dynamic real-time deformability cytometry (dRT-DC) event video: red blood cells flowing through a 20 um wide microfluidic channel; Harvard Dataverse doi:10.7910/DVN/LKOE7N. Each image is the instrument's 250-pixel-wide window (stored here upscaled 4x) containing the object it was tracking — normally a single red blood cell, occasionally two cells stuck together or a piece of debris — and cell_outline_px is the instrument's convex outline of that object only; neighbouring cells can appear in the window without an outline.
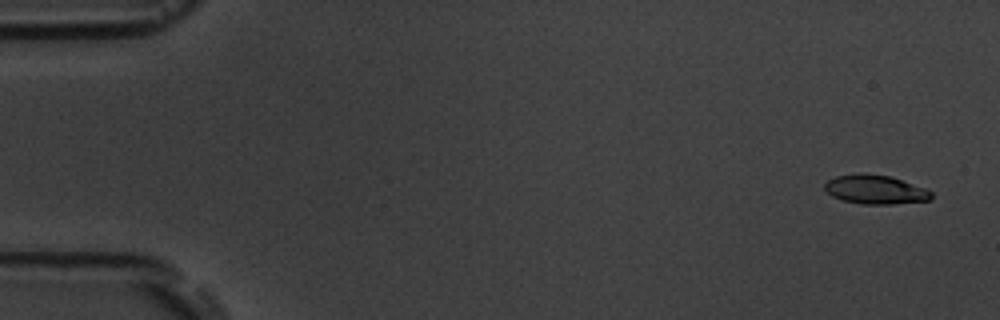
{"species": "common noctule bat (a hibernating species)", "species_latin": "Nyctalus noctula", "temperature_condition": "room temperature", "stored_images_in_passage": 4, "camera_frame_rate_fps": 3000, "um_per_image_px": 0.085, "animal": {"sex": "male", "body_mass_g": 19.5, "forearm_length_mm": 54.6}, "frame": {"image": 1, "passage_image": 1, "time_ms": 0.0, "image_size_px": [1000, 320], "cell_outline_px": [[932, 200], [892, 204], [860, 204], [840, 200], [832, 196], [824, 188], [824, 184], [828, 180], [836, 176], [860, 172], [892, 176], [924, 188], [932, 192]], "centroid_in_image_um": [74.39, 16.1], "position_along_channel_um": 10.6, "area_um2": 18.26}}